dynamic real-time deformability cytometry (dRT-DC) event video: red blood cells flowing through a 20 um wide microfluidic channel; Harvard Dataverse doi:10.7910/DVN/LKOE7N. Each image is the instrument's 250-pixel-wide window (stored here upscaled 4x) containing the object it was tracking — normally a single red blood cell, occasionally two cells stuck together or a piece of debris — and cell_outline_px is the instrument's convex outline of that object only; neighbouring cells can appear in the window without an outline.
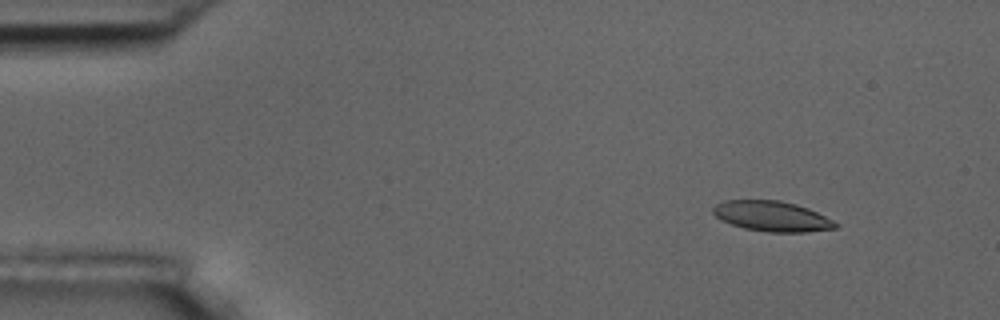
{"species": "common noctule bat (a hibernating species)", "species_latin": "Nyctalus noctula", "temperature_condition": "room temperature", "stored_images_in_passage": 6, "camera_frame_rate_fps": 3000, "um_per_image_px": 0.085, "animal": {"sex": "male", "body_mass_g": 17.5, "forearm_length_mm": 52.3}, "frame": {"image": 1, "passage_image": 2, "time_ms": 1.333, "image_size_px": [1000, 320], "cell_outline_px": [[840, 224], [836, 228], [804, 232], [768, 232], [744, 228], [720, 220], [712, 212], [712, 208], [716, 204], [724, 200], [780, 200], [796, 204], [808, 208]], "centroid_in_image_um": [65.59, 18.37], "position_along_channel_um": 19.4, "area_um2": 21.56}}
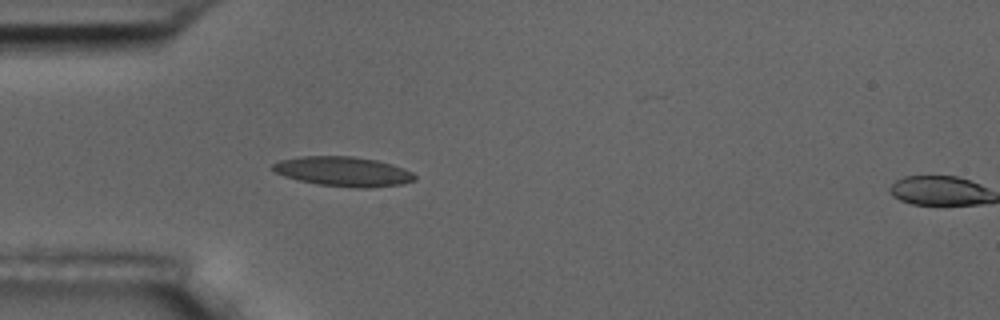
{"frame": {"image": 2, "passage_image": 5, "time_ms": 4.667, "image_size_px": [1000, 320], "cell_outline_px": [[416, 180], [404, 184], [368, 188], [356, 188], [320, 184], [300, 180], [284, 176], [276, 172], [272, 168], [272, 164], [280, 160], [304, 156], [352, 156], [376, 160], [392, 164], [404, 168], [412, 172], [416, 176]], "centroid_in_image_um": [29.23, 14.58], "position_along_channel_um": 55.8, "area_um2": 24.45}}